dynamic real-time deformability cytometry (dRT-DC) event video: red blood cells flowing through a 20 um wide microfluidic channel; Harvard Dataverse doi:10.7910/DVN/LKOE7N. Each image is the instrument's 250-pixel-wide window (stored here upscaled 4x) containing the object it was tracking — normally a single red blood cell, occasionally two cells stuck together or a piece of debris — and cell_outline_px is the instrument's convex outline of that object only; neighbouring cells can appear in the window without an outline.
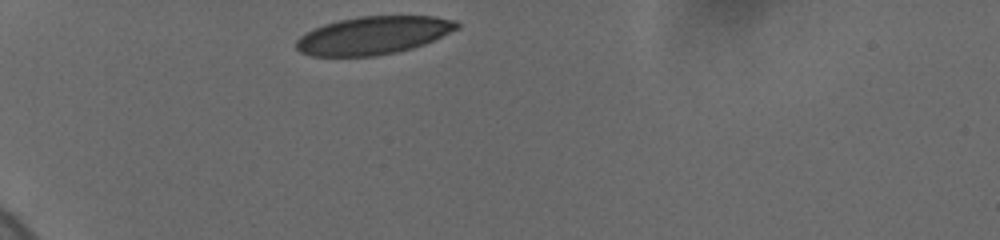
{"species": "human", "species_latin": "Homo sapiens", "temperature_condition": "cold", "stored_images_in_passage": 13, "camera_frame_rate_fps": 3000, "um_per_image_px": 0.085, "donor": {"sex": "female"}, "frame": {"image": 1, "passage_image": 1, "time_ms": 0.0, "image_size_px": [1000, 240], "cell_outline_px": [[460, 28], [424, 44], [412, 48], [396, 52], [376, 56], [312, 56], [300, 52], [296, 48], [296, 40], [304, 32], [324, 24], [340, 20], [360, 16], [436, 16], [456, 20], [460, 24]], "centroid_in_image_um": [31.74, 3.0], "position_along_channel_um": 53.3, "area_um2": 35.66}}
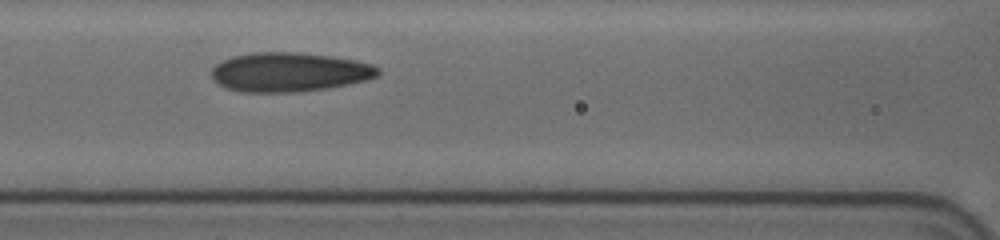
{"frame": {"image": 2, "passage_image": 6, "time_ms": 3.333, "image_size_px": [1000, 240], "cell_outline_px": [[380, 72], [376, 76], [368, 80], [348, 84], [300, 92], [240, 92], [228, 88], [212, 80], [212, 68], [216, 64], [232, 56], [252, 52], [296, 52], [328, 56], [356, 60], [372, 64], [380, 68]], "centroid_in_image_um": [24.59, 6.13], "position_along_channel_um": 142.0, "area_um2": 38.03}}
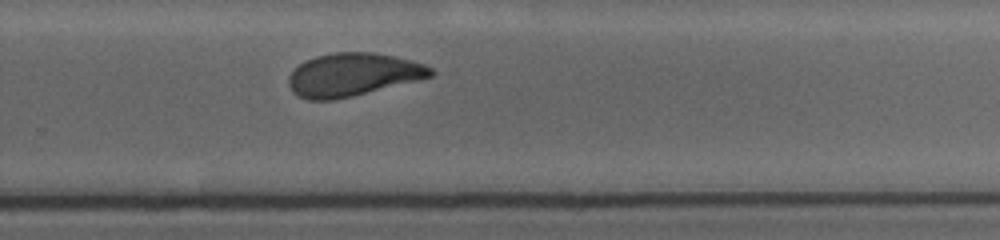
{"frame": {"image": 3, "passage_image": 13, "time_ms": 7.667, "image_size_px": [1000, 240], "cell_outline_px": [[436, 72], [432, 76], [420, 80], [352, 96], [332, 100], [308, 100], [292, 92], [288, 84], [288, 76], [304, 60], [316, 56], [336, 52], [372, 52], [396, 56], [424, 64], [432, 68]], "centroid_in_image_um": [30.01, 6.34], "position_along_channel_um": 299.8, "area_um2": 35.72}}